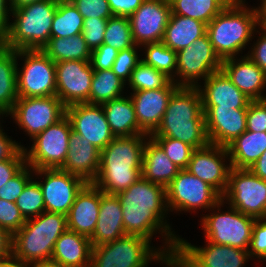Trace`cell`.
<instances>
[{"label":"cell","mask_w":266,"mask_h":267,"mask_svg":"<svg viewBox=\"0 0 266 267\" xmlns=\"http://www.w3.org/2000/svg\"><path fill=\"white\" fill-rule=\"evenodd\" d=\"M117 196L122 206L126 234L138 235L151 241L154 233L161 232L162 238L165 237L162 253L172 261L179 237L171 231L172 228L165 219V214L169 212L166 187L141 177Z\"/></svg>","instance_id":"6da1fadb"},{"label":"cell","mask_w":266,"mask_h":267,"mask_svg":"<svg viewBox=\"0 0 266 267\" xmlns=\"http://www.w3.org/2000/svg\"><path fill=\"white\" fill-rule=\"evenodd\" d=\"M150 135L115 137L100 151L93 184L103 193L117 195L142 177L143 153Z\"/></svg>","instance_id":"7a4b0ae2"},{"label":"cell","mask_w":266,"mask_h":267,"mask_svg":"<svg viewBox=\"0 0 266 267\" xmlns=\"http://www.w3.org/2000/svg\"><path fill=\"white\" fill-rule=\"evenodd\" d=\"M150 137H168L200 149L210 144L201 95L197 87H178Z\"/></svg>","instance_id":"3957f363"},{"label":"cell","mask_w":266,"mask_h":267,"mask_svg":"<svg viewBox=\"0 0 266 267\" xmlns=\"http://www.w3.org/2000/svg\"><path fill=\"white\" fill-rule=\"evenodd\" d=\"M258 26V7L232 0L207 24V34L216 54L225 60L245 49Z\"/></svg>","instance_id":"277c9868"},{"label":"cell","mask_w":266,"mask_h":267,"mask_svg":"<svg viewBox=\"0 0 266 267\" xmlns=\"http://www.w3.org/2000/svg\"><path fill=\"white\" fill-rule=\"evenodd\" d=\"M67 229V216L59 213L44 211L26 219L12 235L11 258L26 264L50 261L55 242Z\"/></svg>","instance_id":"5b68a950"},{"label":"cell","mask_w":266,"mask_h":267,"mask_svg":"<svg viewBox=\"0 0 266 267\" xmlns=\"http://www.w3.org/2000/svg\"><path fill=\"white\" fill-rule=\"evenodd\" d=\"M58 1L43 0L11 10L15 19L2 44L13 50H42L50 39Z\"/></svg>","instance_id":"8992f818"},{"label":"cell","mask_w":266,"mask_h":267,"mask_svg":"<svg viewBox=\"0 0 266 267\" xmlns=\"http://www.w3.org/2000/svg\"><path fill=\"white\" fill-rule=\"evenodd\" d=\"M150 244L151 241L144 237L127 234L92 247L90 267H148L152 261H161L166 267H171V261L162 253V249Z\"/></svg>","instance_id":"52a82bcc"},{"label":"cell","mask_w":266,"mask_h":267,"mask_svg":"<svg viewBox=\"0 0 266 267\" xmlns=\"http://www.w3.org/2000/svg\"><path fill=\"white\" fill-rule=\"evenodd\" d=\"M225 204L220 200L216 205L217 212L201 217L205 238L208 242L248 250L255 218L228 206V211L221 212Z\"/></svg>","instance_id":"ba28073f"},{"label":"cell","mask_w":266,"mask_h":267,"mask_svg":"<svg viewBox=\"0 0 266 267\" xmlns=\"http://www.w3.org/2000/svg\"><path fill=\"white\" fill-rule=\"evenodd\" d=\"M16 58L24 61L17 65L18 98L56 95V69L42 50H16Z\"/></svg>","instance_id":"9c48e42d"},{"label":"cell","mask_w":266,"mask_h":267,"mask_svg":"<svg viewBox=\"0 0 266 267\" xmlns=\"http://www.w3.org/2000/svg\"><path fill=\"white\" fill-rule=\"evenodd\" d=\"M222 200L245 215L265 219L266 180L256 176L249 169L232 167Z\"/></svg>","instance_id":"30bf717a"},{"label":"cell","mask_w":266,"mask_h":267,"mask_svg":"<svg viewBox=\"0 0 266 267\" xmlns=\"http://www.w3.org/2000/svg\"><path fill=\"white\" fill-rule=\"evenodd\" d=\"M71 131L70 120L65 115L35 136L30 149L23 147L26 164L34 170L60 168L67 157Z\"/></svg>","instance_id":"8fae6325"},{"label":"cell","mask_w":266,"mask_h":267,"mask_svg":"<svg viewBox=\"0 0 266 267\" xmlns=\"http://www.w3.org/2000/svg\"><path fill=\"white\" fill-rule=\"evenodd\" d=\"M221 66L222 60L214 51L206 33L177 52V77L173 82L178 87H197L198 79L205 80L209 75L221 70Z\"/></svg>","instance_id":"7c38bea8"},{"label":"cell","mask_w":266,"mask_h":267,"mask_svg":"<svg viewBox=\"0 0 266 267\" xmlns=\"http://www.w3.org/2000/svg\"><path fill=\"white\" fill-rule=\"evenodd\" d=\"M206 242L198 247L179 237L171 267H244L250 259L248 250Z\"/></svg>","instance_id":"4fadbf2b"},{"label":"cell","mask_w":266,"mask_h":267,"mask_svg":"<svg viewBox=\"0 0 266 267\" xmlns=\"http://www.w3.org/2000/svg\"><path fill=\"white\" fill-rule=\"evenodd\" d=\"M167 207L171 212L197 209L214 211L222 195L207 182L182 169L166 187ZM172 209V210H171Z\"/></svg>","instance_id":"5bb4252c"},{"label":"cell","mask_w":266,"mask_h":267,"mask_svg":"<svg viewBox=\"0 0 266 267\" xmlns=\"http://www.w3.org/2000/svg\"><path fill=\"white\" fill-rule=\"evenodd\" d=\"M10 115L31 140L66 115V107L56 96L18 98Z\"/></svg>","instance_id":"9a60e30c"},{"label":"cell","mask_w":266,"mask_h":267,"mask_svg":"<svg viewBox=\"0 0 266 267\" xmlns=\"http://www.w3.org/2000/svg\"><path fill=\"white\" fill-rule=\"evenodd\" d=\"M34 173L45 178V181H38L43 192L45 210L67 216L77 194L87 183L60 168L38 169Z\"/></svg>","instance_id":"2e32d148"},{"label":"cell","mask_w":266,"mask_h":267,"mask_svg":"<svg viewBox=\"0 0 266 267\" xmlns=\"http://www.w3.org/2000/svg\"><path fill=\"white\" fill-rule=\"evenodd\" d=\"M56 96L67 108L89 104L93 69L90 61L67 60L55 63Z\"/></svg>","instance_id":"e0dca14e"},{"label":"cell","mask_w":266,"mask_h":267,"mask_svg":"<svg viewBox=\"0 0 266 267\" xmlns=\"http://www.w3.org/2000/svg\"><path fill=\"white\" fill-rule=\"evenodd\" d=\"M170 14L169 0H144L129 17L136 46L161 42Z\"/></svg>","instance_id":"ac0fdd59"},{"label":"cell","mask_w":266,"mask_h":267,"mask_svg":"<svg viewBox=\"0 0 266 267\" xmlns=\"http://www.w3.org/2000/svg\"><path fill=\"white\" fill-rule=\"evenodd\" d=\"M227 148L224 146L209 144L206 147L195 149L186 170L207 182L221 195L226 191L229 173L232 169Z\"/></svg>","instance_id":"d6986e66"},{"label":"cell","mask_w":266,"mask_h":267,"mask_svg":"<svg viewBox=\"0 0 266 267\" xmlns=\"http://www.w3.org/2000/svg\"><path fill=\"white\" fill-rule=\"evenodd\" d=\"M72 131L86 138L100 151L114 138L102 105L75 104L66 108Z\"/></svg>","instance_id":"ffe728a7"},{"label":"cell","mask_w":266,"mask_h":267,"mask_svg":"<svg viewBox=\"0 0 266 267\" xmlns=\"http://www.w3.org/2000/svg\"><path fill=\"white\" fill-rule=\"evenodd\" d=\"M178 86L171 80L164 88L131 92L138 126L151 135L159 126L169 100Z\"/></svg>","instance_id":"44dd1931"},{"label":"cell","mask_w":266,"mask_h":267,"mask_svg":"<svg viewBox=\"0 0 266 267\" xmlns=\"http://www.w3.org/2000/svg\"><path fill=\"white\" fill-rule=\"evenodd\" d=\"M248 109L203 108L210 144L226 147L246 131Z\"/></svg>","instance_id":"7402d4cb"},{"label":"cell","mask_w":266,"mask_h":267,"mask_svg":"<svg viewBox=\"0 0 266 267\" xmlns=\"http://www.w3.org/2000/svg\"><path fill=\"white\" fill-rule=\"evenodd\" d=\"M197 88L201 95L202 108L248 109L250 100L222 71L209 75Z\"/></svg>","instance_id":"603a6c76"},{"label":"cell","mask_w":266,"mask_h":267,"mask_svg":"<svg viewBox=\"0 0 266 267\" xmlns=\"http://www.w3.org/2000/svg\"><path fill=\"white\" fill-rule=\"evenodd\" d=\"M222 60L221 70L250 100H266V74L248 57Z\"/></svg>","instance_id":"cb8c5ba5"},{"label":"cell","mask_w":266,"mask_h":267,"mask_svg":"<svg viewBox=\"0 0 266 267\" xmlns=\"http://www.w3.org/2000/svg\"><path fill=\"white\" fill-rule=\"evenodd\" d=\"M66 160L60 169L93 183L100 166V150L86 138L71 131Z\"/></svg>","instance_id":"d4e9b609"},{"label":"cell","mask_w":266,"mask_h":267,"mask_svg":"<svg viewBox=\"0 0 266 267\" xmlns=\"http://www.w3.org/2000/svg\"><path fill=\"white\" fill-rule=\"evenodd\" d=\"M100 208V189L93 183H87L77 194L69 213L67 228L91 238L98 220Z\"/></svg>","instance_id":"484cf974"},{"label":"cell","mask_w":266,"mask_h":267,"mask_svg":"<svg viewBox=\"0 0 266 267\" xmlns=\"http://www.w3.org/2000/svg\"><path fill=\"white\" fill-rule=\"evenodd\" d=\"M127 235L123 225L122 206L117 195L106 194L100 190L98 220L92 237V247L117 240Z\"/></svg>","instance_id":"4316f807"},{"label":"cell","mask_w":266,"mask_h":267,"mask_svg":"<svg viewBox=\"0 0 266 267\" xmlns=\"http://www.w3.org/2000/svg\"><path fill=\"white\" fill-rule=\"evenodd\" d=\"M91 253L90 238L67 229L55 242L50 261L58 267H90Z\"/></svg>","instance_id":"83f0119b"},{"label":"cell","mask_w":266,"mask_h":267,"mask_svg":"<svg viewBox=\"0 0 266 267\" xmlns=\"http://www.w3.org/2000/svg\"><path fill=\"white\" fill-rule=\"evenodd\" d=\"M110 130L115 137L148 135L139 126L134 104L128 97H119L101 104Z\"/></svg>","instance_id":"f1b7e54d"},{"label":"cell","mask_w":266,"mask_h":267,"mask_svg":"<svg viewBox=\"0 0 266 267\" xmlns=\"http://www.w3.org/2000/svg\"><path fill=\"white\" fill-rule=\"evenodd\" d=\"M180 170L165 154L164 150L149 137L144 147L142 177L167 187Z\"/></svg>","instance_id":"f546056e"},{"label":"cell","mask_w":266,"mask_h":267,"mask_svg":"<svg viewBox=\"0 0 266 267\" xmlns=\"http://www.w3.org/2000/svg\"><path fill=\"white\" fill-rule=\"evenodd\" d=\"M207 33V24L190 17L170 14L162 43L178 52Z\"/></svg>","instance_id":"4dcf8cb0"},{"label":"cell","mask_w":266,"mask_h":267,"mask_svg":"<svg viewBox=\"0 0 266 267\" xmlns=\"http://www.w3.org/2000/svg\"><path fill=\"white\" fill-rule=\"evenodd\" d=\"M226 148L233 168L249 169L266 150V132L246 130Z\"/></svg>","instance_id":"1f68e13d"},{"label":"cell","mask_w":266,"mask_h":267,"mask_svg":"<svg viewBox=\"0 0 266 267\" xmlns=\"http://www.w3.org/2000/svg\"><path fill=\"white\" fill-rule=\"evenodd\" d=\"M16 50L0 43V115L6 117L18 99Z\"/></svg>","instance_id":"d6a6232c"},{"label":"cell","mask_w":266,"mask_h":267,"mask_svg":"<svg viewBox=\"0 0 266 267\" xmlns=\"http://www.w3.org/2000/svg\"><path fill=\"white\" fill-rule=\"evenodd\" d=\"M42 51L55 63L67 60L90 61L92 52L82 34L50 38Z\"/></svg>","instance_id":"836d02e7"},{"label":"cell","mask_w":266,"mask_h":267,"mask_svg":"<svg viewBox=\"0 0 266 267\" xmlns=\"http://www.w3.org/2000/svg\"><path fill=\"white\" fill-rule=\"evenodd\" d=\"M232 0H169L171 13L208 24Z\"/></svg>","instance_id":"e575fe53"},{"label":"cell","mask_w":266,"mask_h":267,"mask_svg":"<svg viewBox=\"0 0 266 267\" xmlns=\"http://www.w3.org/2000/svg\"><path fill=\"white\" fill-rule=\"evenodd\" d=\"M125 82L111 69L94 70L91 81L89 104L101 105L112 99L122 97Z\"/></svg>","instance_id":"d590c367"},{"label":"cell","mask_w":266,"mask_h":267,"mask_svg":"<svg viewBox=\"0 0 266 267\" xmlns=\"http://www.w3.org/2000/svg\"><path fill=\"white\" fill-rule=\"evenodd\" d=\"M83 16L70 0H59L53 17L50 38H66L82 34Z\"/></svg>","instance_id":"8d00e7d4"},{"label":"cell","mask_w":266,"mask_h":267,"mask_svg":"<svg viewBox=\"0 0 266 267\" xmlns=\"http://www.w3.org/2000/svg\"><path fill=\"white\" fill-rule=\"evenodd\" d=\"M145 57L141 60L163 72L172 81L176 78L177 52L165 46L162 42L145 44Z\"/></svg>","instance_id":"74e56055"},{"label":"cell","mask_w":266,"mask_h":267,"mask_svg":"<svg viewBox=\"0 0 266 267\" xmlns=\"http://www.w3.org/2000/svg\"><path fill=\"white\" fill-rule=\"evenodd\" d=\"M103 44L109 45L118 51L130 47H139L133 41L128 17L112 16L108 19Z\"/></svg>","instance_id":"f35d334b"},{"label":"cell","mask_w":266,"mask_h":267,"mask_svg":"<svg viewBox=\"0 0 266 267\" xmlns=\"http://www.w3.org/2000/svg\"><path fill=\"white\" fill-rule=\"evenodd\" d=\"M170 81L171 79L163 72L158 71L141 60L132 71L127 85L134 92L164 88Z\"/></svg>","instance_id":"ab89813d"},{"label":"cell","mask_w":266,"mask_h":267,"mask_svg":"<svg viewBox=\"0 0 266 267\" xmlns=\"http://www.w3.org/2000/svg\"><path fill=\"white\" fill-rule=\"evenodd\" d=\"M15 203L25 219L36 217L46 211L43 192L38 180L31 179Z\"/></svg>","instance_id":"60d3db41"},{"label":"cell","mask_w":266,"mask_h":267,"mask_svg":"<svg viewBox=\"0 0 266 267\" xmlns=\"http://www.w3.org/2000/svg\"><path fill=\"white\" fill-rule=\"evenodd\" d=\"M181 170L186 169L191 159L192 152L195 150L192 146L181 140L168 137H151Z\"/></svg>","instance_id":"b9f144b4"},{"label":"cell","mask_w":266,"mask_h":267,"mask_svg":"<svg viewBox=\"0 0 266 267\" xmlns=\"http://www.w3.org/2000/svg\"><path fill=\"white\" fill-rule=\"evenodd\" d=\"M34 169L25 165L15 176L0 187V198L15 203L27 183L33 179Z\"/></svg>","instance_id":"7bdbcfd3"},{"label":"cell","mask_w":266,"mask_h":267,"mask_svg":"<svg viewBox=\"0 0 266 267\" xmlns=\"http://www.w3.org/2000/svg\"><path fill=\"white\" fill-rule=\"evenodd\" d=\"M26 219L16 206V203L0 198V227L13 235L22 228Z\"/></svg>","instance_id":"ee69618b"},{"label":"cell","mask_w":266,"mask_h":267,"mask_svg":"<svg viewBox=\"0 0 266 267\" xmlns=\"http://www.w3.org/2000/svg\"><path fill=\"white\" fill-rule=\"evenodd\" d=\"M137 48L130 47L119 51L111 70L125 83L129 81L132 71L141 61Z\"/></svg>","instance_id":"f6af8a7d"},{"label":"cell","mask_w":266,"mask_h":267,"mask_svg":"<svg viewBox=\"0 0 266 267\" xmlns=\"http://www.w3.org/2000/svg\"><path fill=\"white\" fill-rule=\"evenodd\" d=\"M107 21L97 17L84 19L82 35L91 51L103 44Z\"/></svg>","instance_id":"bcb514c9"},{"label":"cell","mask_w":266,"mask_h":267,"mask_svg":"<svg viewBox=\"0 0 266 267\" xmlns=\"http://www.w3.org/2000/svg\"><path fill=\"white\" fill-rule=\"evenodd\" d=\"M83 18L109 19L113 16L107 0H70Z\"/></svg>","instance_id":"7dc6e473"},{"label":"cell","mask_w":266,"mask_h":267,"mask_svg":"<svg viewBox=\"0 0 266 267\" xmlns=\"http://www.w3.org/2000/svg\"><path fill=\"white\" fill-rule=\"evenodd\" d=\"M248 252L250 260L253 257L259 258V262L266 261V218L255 219Z\"/></svg>","instance_id":"c3c4849f"},{"label":"cell","mask_w":266,"mask_h":267,"mask_svg":"<svg viewBox=\"0 0 266 267\" xmlns=\"http://www.w3.org/2000/svg\"><path fill=\"white\" fill-rule=\"evenodd\" d=\"M246 130L266 132V100L251 101L248 105Z\"/></svg>","instance_id":"681fc988"},{"label":"cell","mask_w":266,"mask_h":267,"mask_svg":"<svg viewBox=\"0 0 266 267\" xmlns=\"http://www.w3.org/2000/svg\"><path fill=\"white\" fill-rule=\"evenodd\" d=\"M119 51L109 45L102 44L91 52L90 64L93 70H110Z\"/></svg>","instance_id":"f907efd6"},{"label":"cell","mask_w":266,"mask_h":267,"mask_svg":"<svg viewBox=\"0 0 266 267\" xmlns=\"http://www.w3.org/2000/svg\"><path fill=\"white\" fill-rule=\"evenodd\" d=\"M25 165L23 149L14 158L0 161V187L15 176Z\"/></svg>","instance_id":"816d5d0a"},{"label":"cell","mask_w":266,"mask_h":267,"mask_svg":"<svg viewBox=\"0 0 266 267\" xmlns=\"http://www.w3.org/2000/svg\"><path fill=\"white\" fill-rule=\"evenodd\" d=\"M256 32L260 35L254 45L251 47L252 50L248 51L247 55L265 74H266V31L263 29ZM251 52V53H250Z\"/></svg>","instance_id":"f5cc1de1"},{"label":"cell","mask_w":266,"mask_h":267,"mask_svg":"<svg viewBox=\"0 0 266 267\" xmlns=\"http://www.w3.org/2000/svg\"><path fill=\"white\" fill-rule=\"evenodd\" d=\"M113 16L130 17L144 0H107Z\"/></svg>","instance_id":"db71d44e"},{"label":"cell","mask_w":266,"mask_h":267,"mask_svg":"<svg viewBox=\"0 0 266 267\" xmlns=\"http://www.w3.org/2000/svg\"><path fill=\"white\" fill-rule=\"evenodd\" d=\"M3 130L0 124V161L14 158L24 147L9 138Z\"/></svg>","instance_id":"11a10c76"},{"label":"cell","mask_w":266,"mask_h":267,"mask_svg":"<svg viewBox=\"0 0 266 267\" xmlns=\"http://www.w3.org/2000/svg\"><path fill=\"white\" fill-rule=\"evenodd\" d=\"M8 6H10L9 0H0V43L7 37L10 27L9 16L11 15L8 14H11V9Z\"/></svg>","instance_id":"9f6ffc18"},{"label":"cell","mask_w":266,"mask_h":267,"mask_svg":"<svg viewBox=\"0 0 266 267\" xmlns=\"http://www.w3.org/2000/svg\"><path fill=\"white\" fill-rule=\"evenodd\" d=\"M12 235L0 227V258L11 257Z\"/></svg>","instance_id":"6f0895ef"},{"label":"cell","mask_w":266,"mask_h":267,"mask_svg":"<svg viewBox=\"0 0 266 267\" xmlns=\"http://www.w3.org/2000/svg\"><path fill=\"white\" fill-rule=\"evenodd\" d=\"M249 170L261 179L266 180V150L261 154L258 160L249 167Z\"/></svg>","instance_id":"680465c9"},{"label":"cell","mask_w":266,"mask_h":267,"mask_svg":"<svg viewBox=\"0 0 266 267\" xmlns=\"http://www.w3.org/2000/svg\"><path fill=\"white\" fill-rule=\"evenodd\" d=\"M38 1L43 0H9V7L11 10H15Z\"/></svg>","instance_id":"91938a15"},{"label":"cell","mask_w":266,"mask_h":267,"mask_svg":"<svg viewBox=\"0 0 266 267\" xmlns=\"http://www.w3.org/2000/svg\"><path fill=\"white\" fill-rule=\"evenodd\" d=\"M259 28L266 31V6H259Z\"/></svg>","instance_id":"94428289"},{"label":"cell","mask_w":266,"mask_h":267,"mask_svg":"<svg viewBox=\"0 0 266 267\" xmlns=\"http://www.w3.org/2000/svg\"><path fill=\"white\" fill-rule=\"evenodd\" d=\"M58 267L52 261L27 263V267Z\"/></svg>","instance_id":"6125c7cd"},{"label":"cell","mask_w":266,"mask_h":267,"mask_svg":"<svg viewBox=\"0 0 266 267\" xmlns=\"http://www.w3.org/2000/svg\"><path fill=\"white\" fill-rule=\"evenodd\" d=\"M3 267H27V264L11 258Z\"/></svg>","instance_id":"be15d7a7"},{"label":"cell","mask_w":266,"mask_h":267,"mask_svg":"<svg viewBox=\"0 0 266 267\" xmlns=\"http://www.w3.org/2000/svg\"><path fill=\"white\" fill-rule=\"evenodd\" d=\"M10 259L11 257L0 258V267H3Z\"/></svg>","instance_id":"e7e4bbea"},{"label":"cell","mask_w":266,"mask_h":267,"mask_svg":"<svg viewBox=\"0 0 266 267\" xmlns=\"http://www.w3.org/2000/svg\"><path fill=\"white\" fill-rule=\"evenodd\" d=\"M261 6H266V0H261Z\"/></svg>","instance_id":"03108f58"}]
</instances>
